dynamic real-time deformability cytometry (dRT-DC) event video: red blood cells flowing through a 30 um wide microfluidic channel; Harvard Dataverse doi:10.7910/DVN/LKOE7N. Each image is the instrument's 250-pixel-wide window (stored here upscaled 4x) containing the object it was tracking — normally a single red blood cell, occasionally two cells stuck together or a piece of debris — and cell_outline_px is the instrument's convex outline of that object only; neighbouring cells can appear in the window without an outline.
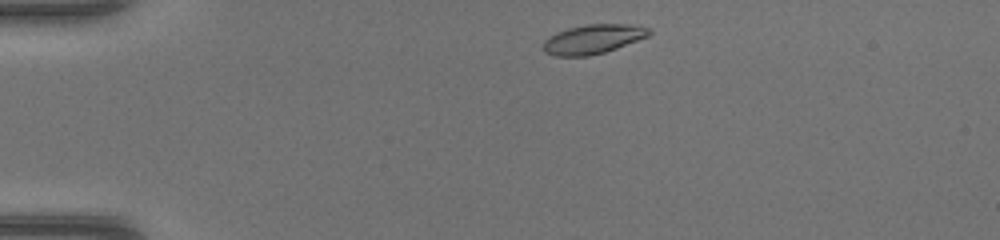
{"species": "common noctule bat (a hibernating species)", "species_latin": "Nyctalus noctula", "temperature_condition": "warm", "stored_images_in_passage": 38, "camera_frame_rate_fps": 3000, "um_per_image_px": 0.085, "animal": {"sex": "female", "body_mass_g": 17.0, "forearm_length_mm": 48.0}, "frame": {"image": 1, "passage_image": 1, "time_ms": 0.0, "image_size_px": [1000, 240], "cell_outline_px": [[652, 32], [648, 36], [616, 48], [604, 52], [588, 56], [556, 56], [544, 52], [544, 40], [556, 32], [568, 28], [588, 24], [632, 24], [652, 28]], "centroid_in_image_um": [50.43, 3.31], "position_along_channel_um": 34.6, "area_um2": 18.03}}
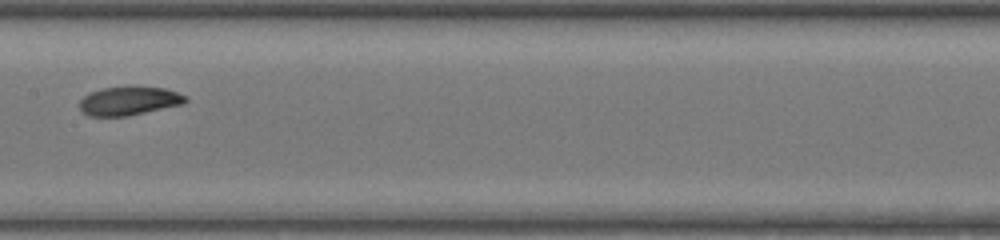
{"frame": {"image": 2, "passage_image": 16, "time_ms": 5.0, "image_size_px": [1000, 240], "cell_outline_px": [[188, 100], [184, 104], [128, 116], [88, 116], [80, 108], [80, 100], [88, 92], [104, 88], [164, 88], [188, 96]], "centroid_in_image_um": [10.98, 8.6], "position_along_channel_um": 196.4, "area_um2": 17.4}}
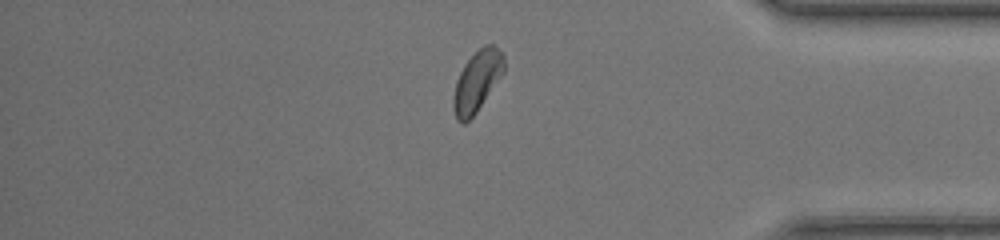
{"frame": {"image": 3, "passage_image": 31, "time_ms": 10.0, "image_size_px": [1000, 240], "cell_outline_px": [[504, 72], [476, 112], [464, 124], [456, 120], [452, 108], [452, 100], [456, 80], [464, 64], [484, 44], [492, 44], [504, 52]], "centroid_in_image_um": [40.54, 6.9], "position_along_channel_um": 394.7, "area_um2": 17.92}}